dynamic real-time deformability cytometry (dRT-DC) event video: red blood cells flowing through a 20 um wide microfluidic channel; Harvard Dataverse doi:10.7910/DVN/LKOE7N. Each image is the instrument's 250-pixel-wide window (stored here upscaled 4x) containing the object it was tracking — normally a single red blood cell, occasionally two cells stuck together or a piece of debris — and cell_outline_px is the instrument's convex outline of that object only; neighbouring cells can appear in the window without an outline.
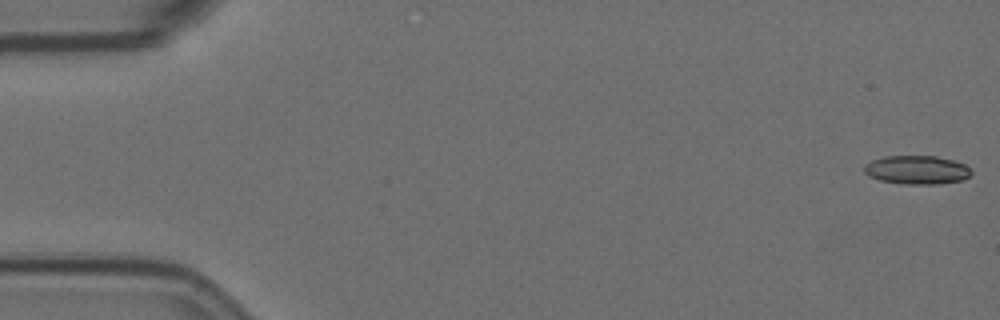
{"species": "Egyptian fruit bat (a non-hibernating species)", "species_latin": "Rousettus aegyptiacus", "temperature_condition": "room temperature", "stored_images_in_passage": 57, "camera_frame_rate_fps": 3000, "um_per_image_px": 0.085, "animal": {"sex": "female"}, "frame": {"image": 1, "passage_image": 1, "time_ms": 0.0, "image_size_px": [1000, 320], "cell_outline_px": [[972, 172], [964, 180], [936, 184], [904, 184], [880, 180], [868, 176], [864, 172], [864, 164], [872, 160], [884, 156], [936, 156], [952, 160], [964, 164]], "centroid_in_image_um": [77.9, 14.44], "position_along_channel_um": 7.1, "area_um2": 17.86}}
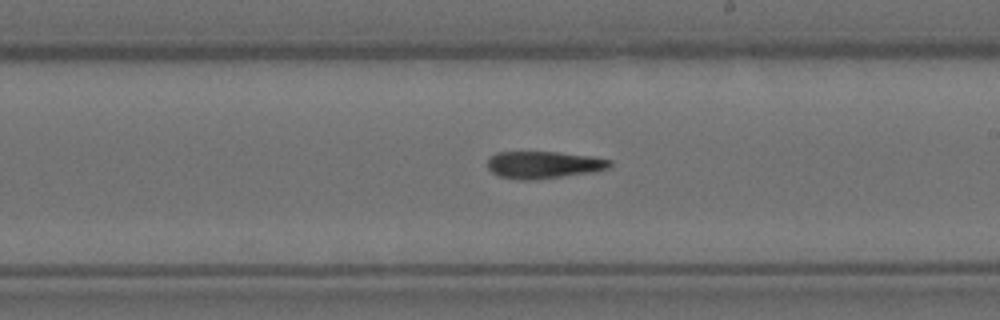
{"frame": {"image": 2, "passage_image": 33, "time_ms": 10.667, "image_size_px": [1000, 320], "cell_outline_px": [[612, 164], [608, 168], [592, 172], [536, 180], [516, 180], [500, 176], [492, 172], [488, 168], [488, 160], [496, 152], [560, 152], [592, 156], [612, 160]], "centroid_in_image_um": [46.22, 14.01], "position_along_channel_um": 242.8, "area_um2": 19.48}}
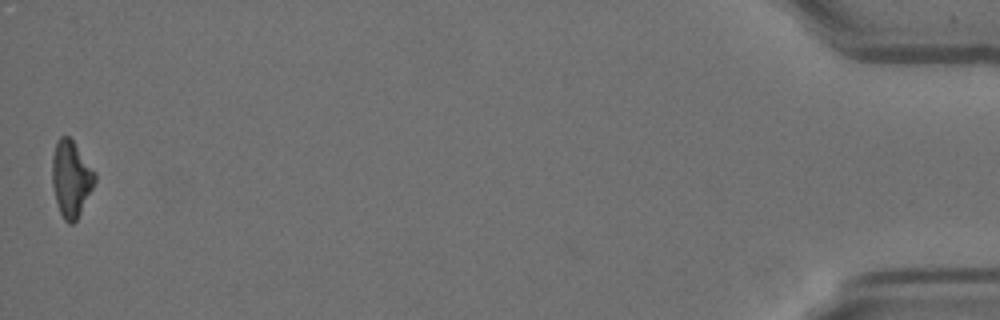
{"frame": {"image": 3, "passage_image": 57, "time_ms": 18.667, "image_size_px": [1000, 320], "cell_outline_px": [[96, 180], [76, 220], [72, 224], [68, 224], [64, 220], [60, 212], [56, 200], [52, 184], [52, 156], [56, 140], [60, 136], [68, 136], [72, 140], [96, 172]], "centroid_in_image_um": [6.03, 15.16], "position_along_channel_um": 429.2, "area_um2": 18.79}}